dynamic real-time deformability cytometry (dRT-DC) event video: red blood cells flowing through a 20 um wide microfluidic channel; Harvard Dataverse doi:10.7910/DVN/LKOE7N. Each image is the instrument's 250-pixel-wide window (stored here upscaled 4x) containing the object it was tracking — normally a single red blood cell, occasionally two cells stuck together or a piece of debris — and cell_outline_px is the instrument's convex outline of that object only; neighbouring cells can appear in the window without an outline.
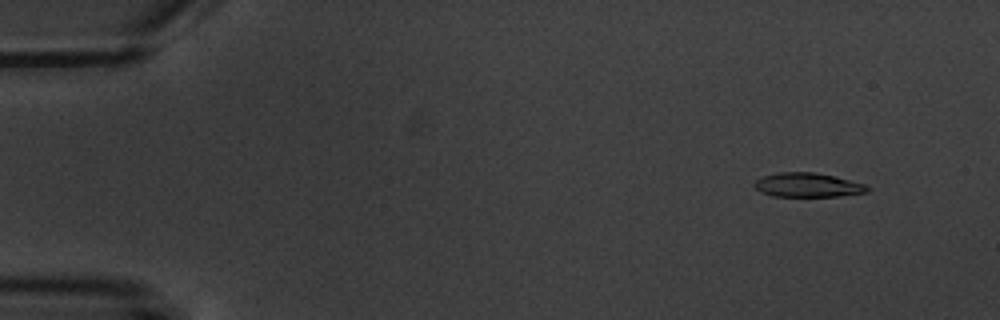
{"species": "common noctule bat (a hibernating species)", "species_latin": "Nyctalus noctula", "temperature_condition": "warm", "stored_images_in_passage": 7, "camera_frame_rate_fps": 3000, "um_per_image_px": 0.085, "animal": {"sex": "male", "body_mass_g": 20.1, "forearm_length_mm": 53.5}, "frame": {"image": 1, "passage_image": 2, "time_ms": 1.0, "image_size_px": [1000, 320], "cell_outline_px": [[868, 192], [840, 196], [772, 196], [760, 192], [756, 188], [756, 180], [764, 176], [776, 172], [816, 172], [836, 176], [864, 184], [868, 188]], "centroid_in_image_um": [68.66, 15.72], "position_along_channel_um": 16.3, "area_um2": 15.84}}
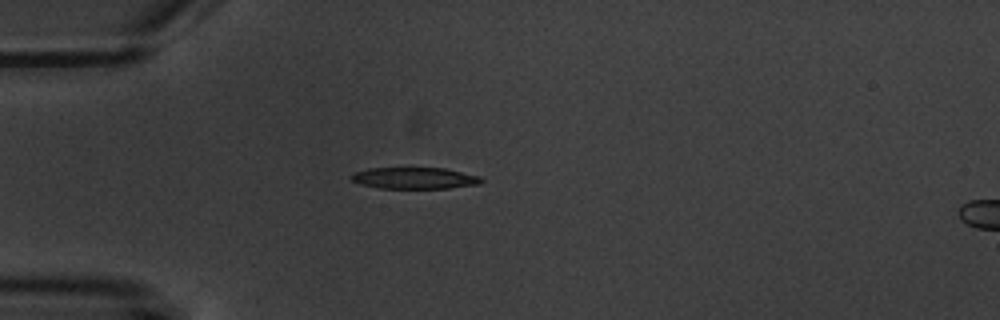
{"frame": {"image": 2, "passage_image": 5, "time_ms": 4.667, "image_size_px": [1000, 320], "cell_outline_px": [[484, 180], [480, 184], [448, 188], [380, 188], [360, 184], [352, 180], [348, 176], [356, 172], [368, 168], [444, 168], [480, 176]], "centroid_in_image_um": [35.24, 15.14], "position_along_channel_um": 49.8, "area_um2": 16.24}}